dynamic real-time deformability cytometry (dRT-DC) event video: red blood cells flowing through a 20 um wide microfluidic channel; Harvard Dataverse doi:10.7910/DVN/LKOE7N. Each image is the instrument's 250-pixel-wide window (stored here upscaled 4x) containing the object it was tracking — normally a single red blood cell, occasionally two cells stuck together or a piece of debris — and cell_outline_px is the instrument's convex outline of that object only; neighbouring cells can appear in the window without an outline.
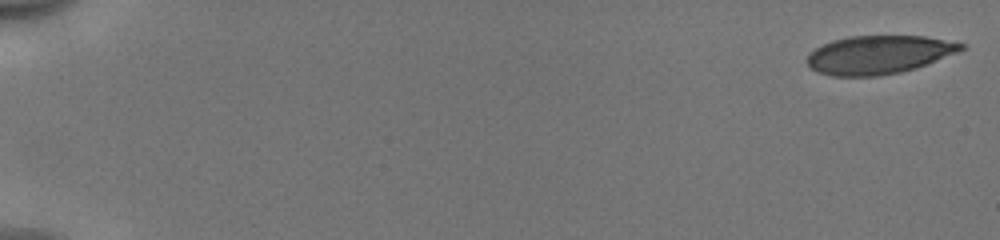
{"species": "human", "species_latin": "Homo sapiens", "temperature_condition": "cold", "stored_images_in_passage": 17, "camera_frame_rate_fps": 3000, "um_per_image_px": 0.085, "donor": {"sex": "male"}, "frame": {"image": 1, "passage_image": 1, "time_ms": 0.0, "image_size_px": [1000, 240], "cell_outline_px": [[964, 48], [956, 52], [916, 68], [900, 72], [876, 76], [832, 76], [816, 72], [808, 64], [808, 56], [816, 48], [832, 40], [848, 36], [924, 36], [964, 44]], "centroid_in_image_um": [74.65, 4.65], "position_along_channel_um": 10.3, "area_um2": 33.99}}
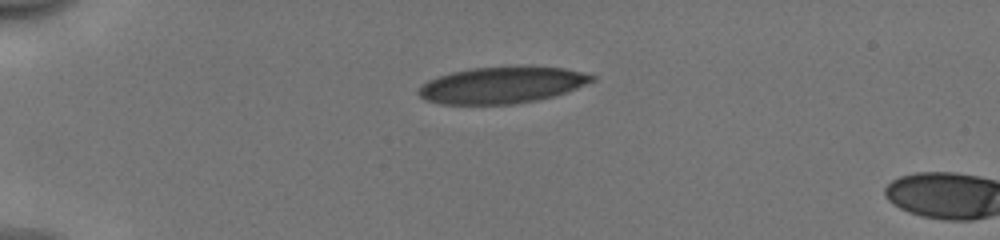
{"frame": {"image": 2, "passage_image": 14, "time_ms": 4.333, "image_size_px": [1000, 240], "cell_outline_px": [[596, 80], [576, 88], [552, 96], [536, 100], [512, 104], [440, 104], [424, 100], [416, 92], [428, 80], [436, 76], [452, 72], [472, 68], [564, 68], [596, 76]], "centroid_in_image_um": [42.6, 7.26], "position_along_channel_um": 42.4, "area_um2": 36.07}}